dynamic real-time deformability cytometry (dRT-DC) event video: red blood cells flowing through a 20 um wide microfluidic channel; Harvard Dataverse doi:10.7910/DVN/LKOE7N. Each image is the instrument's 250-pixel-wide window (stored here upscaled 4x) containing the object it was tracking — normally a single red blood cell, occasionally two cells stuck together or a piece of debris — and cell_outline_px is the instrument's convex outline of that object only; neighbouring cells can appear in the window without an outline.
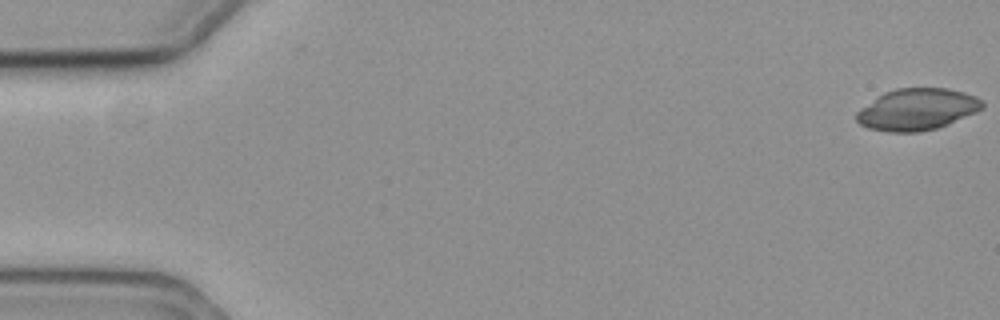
{"species": "common noctule bat (a hibernating species)", "species_latin": "Nyctalus noctula", "temperature_condition": "cold", "stored_images_in_passage": 14, "camera_frame_rate_fps": 3000, "um_per_image_px": 0.085, "animal": {"sex": "female", "body_mass_g": 19.3, "forearm_length_mm": 54.1}, "frame": {"image": 1, "passage_image": 1, "time_ms": 0.0, "image_size_px": [1000, 320], "cell_outline_px": [[984, 108], [976, 112], [948, 124], [936, 128], [920, 132], [888, 132], [868, 128], [860, 124], [856, 120], [856, 112], [860, 108], [884, 92], [896, 88], [948, 88], [964, 92], [976, 96], [984, 104]], "centroid_in_image_um": [77.95, 9.3], "position_along_channel_um": 7.1, "area_um2": 30.58}}